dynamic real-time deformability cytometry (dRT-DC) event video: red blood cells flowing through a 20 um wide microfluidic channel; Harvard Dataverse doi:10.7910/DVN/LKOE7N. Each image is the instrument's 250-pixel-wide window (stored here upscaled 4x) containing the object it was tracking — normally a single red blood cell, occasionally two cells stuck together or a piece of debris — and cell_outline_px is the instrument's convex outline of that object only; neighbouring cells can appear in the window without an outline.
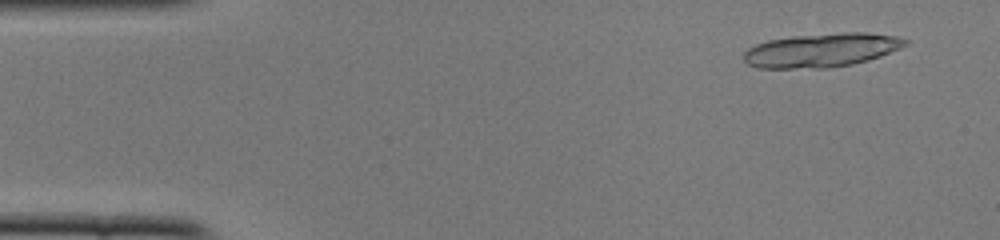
{"species": "common noctule bat (a hibernating species)", "species_latin": "Nyctalus noctula", "temperature_condition": "cold", "stored_images_in_passage": 16, "camera_frame_rate_fps": 3000, "um_per_image_px": 0.085, "animal": {"sex": "female", "body_mass_g": 22.0, "forearm_length_mm": 56.7}, "frame": {"image": 1, "passage_image": 3, "time_ms": 0.667, "image_size_px": [1000, 240], "cell_outline_px": [[908, 44], [900, 48], [880, 56], [868, 60], [852, 64], [828, 68], [756, 68], [748, 64], [744, 60], [744, 52], [748, 48], [756, 44], [768, 40], [792, 36], [844, 32], [864, 32], [896, 36], [908, 40]], "centroid_in_image_um": [69.82, 4.26], "position_along_channel_um": 15.2, "area_um2": 31.91}}